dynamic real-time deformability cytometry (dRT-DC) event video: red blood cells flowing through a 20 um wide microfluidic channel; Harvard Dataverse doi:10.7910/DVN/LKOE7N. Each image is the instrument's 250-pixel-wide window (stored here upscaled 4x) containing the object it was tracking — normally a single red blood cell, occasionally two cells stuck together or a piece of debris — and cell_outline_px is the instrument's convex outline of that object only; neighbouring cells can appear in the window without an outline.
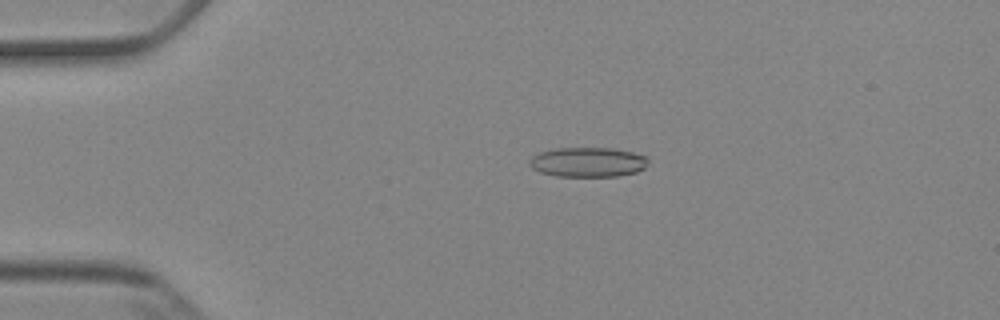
{"species": "Egyptian fruit bat (a non-hibernating species)", "species_latin": "Rousettus aegyptiacus", "temperature_condition": "cold", "stored_images_in_passage": 5, "camera_frame_rate_fps": 3000, "um_per_image_px": 0.085, "animal": {"sex": "female"}, "frame": {"image": 1, "passage_image": 4, "time_ms": 3.333, "image_size_px": [1000, 320], "cell_outline_px": [[648, 164], [644, 168], [636, 172], [616, 176], [556, 176], [540, 172], [532, 168], [528, 164], [528, 160], [532, 156], [540, 152], [556, 148], [616, 148], [648, 156]], "centroid_in_image_um": [49.97, 13.77], "position_along_channel_um": 35.0, "area_um2": 20.69}}